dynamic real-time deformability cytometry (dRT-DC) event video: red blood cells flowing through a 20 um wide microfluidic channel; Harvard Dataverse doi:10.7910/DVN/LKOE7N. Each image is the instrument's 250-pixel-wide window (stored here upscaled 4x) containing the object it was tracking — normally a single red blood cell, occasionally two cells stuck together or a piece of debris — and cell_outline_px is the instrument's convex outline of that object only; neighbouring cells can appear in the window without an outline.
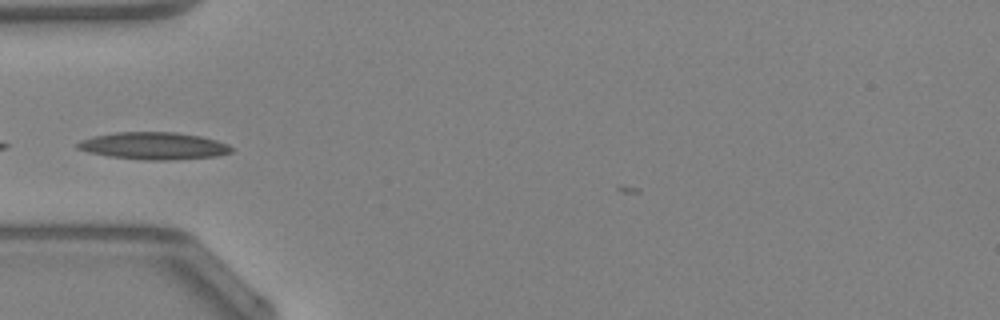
{"species": "Egyptian fruit bat (a non-hibernating species)", "species_latin": "Rousettus aegyptiacus", "temperature_condition": "warm", "stored_images_in_passage": 8, "camera_frame_rate_fps": 3000, "um_per_image_px": 0.085, "animal": {"sex": "female"}, "frame": {"image": 1, "passage_image": 2, "time_ms": 0.333, "image_size_px": [1000, 320], "cell_outline_px": [[232, 152], [216, 156], [172, 160], [144, 160], [108, 156], [88, 152], [76, 148], [76, 144], [80, 140], [96, 136], [116, 132], [176, 132], [200, 136], [216, 140], [228, 144], [232, 148]], "centroid_in_image_um": [13.06, 12.4], "position_along_channel_um": 71.9, "area_um2": 24.39}}